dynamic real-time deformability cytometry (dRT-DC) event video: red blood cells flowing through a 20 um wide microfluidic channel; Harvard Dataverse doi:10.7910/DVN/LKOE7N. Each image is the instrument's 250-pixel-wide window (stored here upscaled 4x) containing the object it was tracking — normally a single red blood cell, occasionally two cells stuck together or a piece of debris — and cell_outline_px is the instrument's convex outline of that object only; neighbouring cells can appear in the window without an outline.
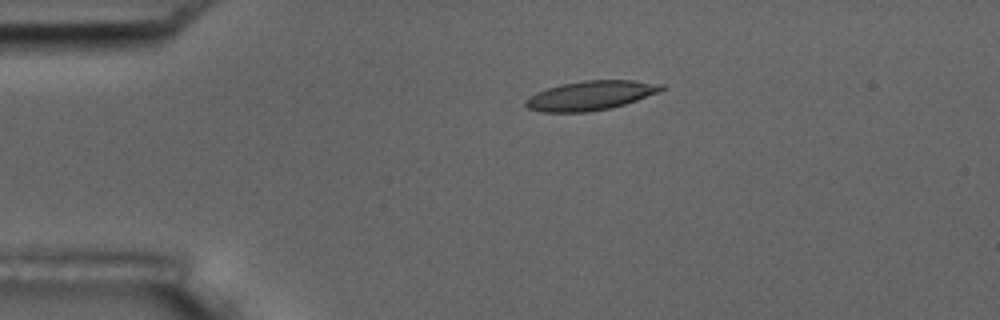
{"species": "common noctule bat (a hibernating species)", "species_latin": "Nyctalus noctula", "temperature_condition": "room temperature", "stored_images_in_passage": 5, "camera_frame_rate_fps": 3000, "um_per_image_px": 0.085, "animal": {"sex": "male", "body_mass_g": 17.5, "forearm_length_mm": 52.3}, "frame": {"image": 1, "passage_image": 4, "time_ms": 1.0, "image_size_px": [1000, 320], "cell_outline_px": [[668, 88], [660, 92], [624, 104], [608, 108], [588, 112], [540, 112], [528, 108], [524, 104], [524, 100], [536, 92], [560, 84], [584, 80], [632, 80], [664, 84]], "centroid_in_image_um": [50.21, 8.11], "position_along_channel_um": 34.8, "area_um2": 23.29}}